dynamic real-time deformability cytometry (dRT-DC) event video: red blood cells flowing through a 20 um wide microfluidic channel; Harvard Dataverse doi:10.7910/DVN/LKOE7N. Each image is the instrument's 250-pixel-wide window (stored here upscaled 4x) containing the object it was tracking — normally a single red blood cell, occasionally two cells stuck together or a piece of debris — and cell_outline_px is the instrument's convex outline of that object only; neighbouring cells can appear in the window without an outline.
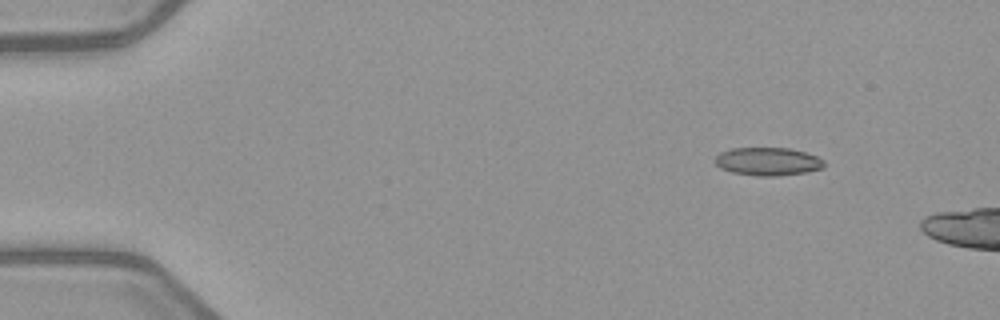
{"species": "common noctule bat (a hibernating species)", "species_latin": "Nyctalus noctula", "temperature_condition": "warm", "stored_images_in_passage": 3, "camera_frame_rate_fps": 3000, "um_per_image_px": 0.085, "animal": {"sex": "female", "body_mass_g": 21.9}, "frame": {"image": 1, "passage_image": 2, "time_ms": 1.0, "image_size_px": [1000, 320], "cell_outline_px": [[824, 168], [808, 172], [776, 176], [756, 176], [732, 172], [720, 168], [712, 160], [720, 152], [732, 148], [788, 148], [804, 152], [816, 156], [824, 160]], "centroid_in_image_um": [65.25, 13.73], "position_along_channel_um": 19.8, "area_um2": 17.98}}